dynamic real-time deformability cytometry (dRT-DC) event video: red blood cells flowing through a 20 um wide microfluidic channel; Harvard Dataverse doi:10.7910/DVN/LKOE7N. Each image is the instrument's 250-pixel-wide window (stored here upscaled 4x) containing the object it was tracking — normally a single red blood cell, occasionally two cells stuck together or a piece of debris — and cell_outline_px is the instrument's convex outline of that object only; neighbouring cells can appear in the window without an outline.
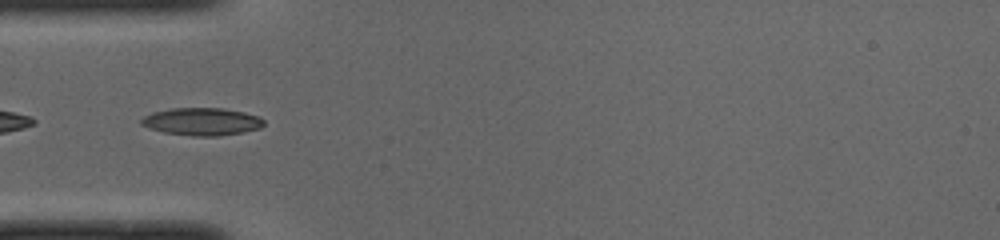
{"species": "common noctule bat (a hibernating species)", "species_latin": "Nyctalus noctula", "temperature_condition": "cold", "stored_images_in_passage": 12, "camera_frame_rate_fps": 3000, "um_per_image_px": 0.085, "animal": {"sex": "male", "body_mass_g": 19.0, "forearm_length_mm": 50.8}, "frame": {"image": 1, "passage_image": 4, "time_ms": 1.0, "image_size_px": [1000, 240], "cell_outline_px": [[264, 124], [260, 128], [220, 136], [192, 136], [164, 132], [140, 124], [140, 120], [144, 116], [152, 112], [172, 108], [220, 108], [244, 112], [260, 116], [264, 120]], "centroid_in_image_um": [17.17, 10.33], "position_along_channel_um": 67.8, "area_um2": 19.59}}
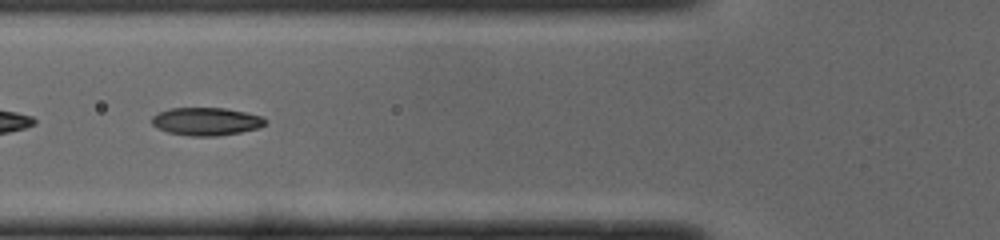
{"frame": {"image": 2, "passage_image": 7, "time_ms": 2.0, "image_size_px": [1000, 240], "cell_outline_px": [[268, 120], [260, 128], [240, 132], [216, 136], [192, 136], [168, 132], [156, 128], [152, 124], [152, 116], [156, 112], [172, 108], [224, 108], [264, 116]], "centroid_in_image_um": [17.53, 10.32], "position_along_channel_um": 108.3, "area_um2": 18.55}}
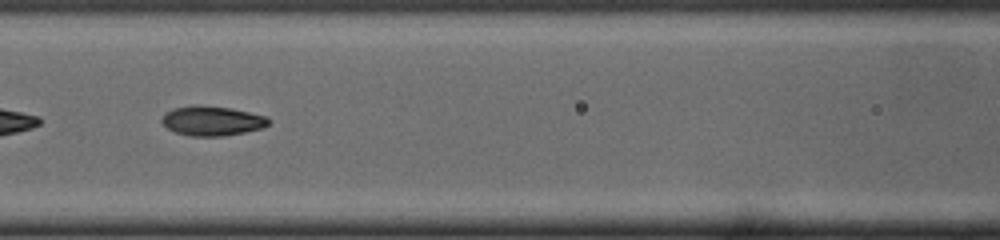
{"frame": {"image": 3, "passage_image": 10, "time_ms": 3.0, "image_size_px": [1000, 240], "cell_outline_px": [[272, 120], [264, 128], [224, 136], [192, 136], [176, 132], [168, 128], [160, 120], [164, 112], [172, 108], [196, 104], [228, 108], [248, 112], [264, 116]], "centroid_in_image_um": [18.0, 10.26], "position_along_channel_um": 148.6, "area_um2": 18.44}}